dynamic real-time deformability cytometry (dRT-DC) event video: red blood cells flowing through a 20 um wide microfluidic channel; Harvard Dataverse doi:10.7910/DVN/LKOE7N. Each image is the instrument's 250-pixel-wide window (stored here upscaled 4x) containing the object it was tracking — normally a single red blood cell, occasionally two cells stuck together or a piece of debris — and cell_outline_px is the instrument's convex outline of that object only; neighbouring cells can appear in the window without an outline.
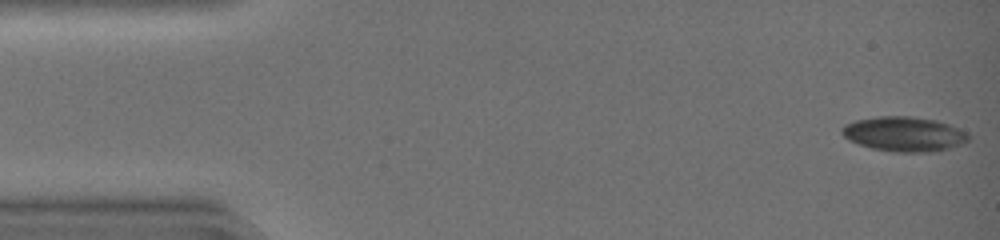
{"species": "common noctule bat (a hibernating species)", "species_latin": "Nyctalus noctula", "temperature_condition": "warm", "stored_images_in_passage": 31, "camera_frame_rate_fps": 3000, "um_per_image_px": 0.085, "animal": {"sex": "female", "body_mass_g": 19.0, "forearm_length_mm": 51.5}, "frame": {"image": 1, "passage_image": 1, "time_ms": 0.0, "image_size_px": [1000, 240], "cell_outline_px": [[968, 140], [960, 144], [948, 148], [928, 152], [896, 152], [872, 148], [848, 140], [840, 132], [840, 128], [844, 124], [856, 120], [876, 116], [912, 116], [936, 120], [948, 124], [964, 132], [968, 136]], "centroid_in_image_um": [76.77, 11.38], "position_along_channel_um": 8.2, "area_um2": 25.37}}
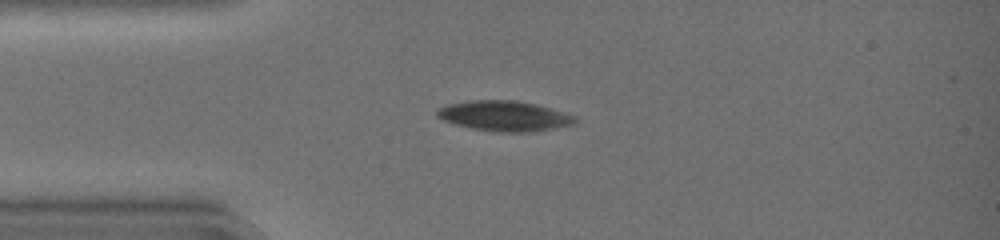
{"frame": {"image": 2, "passage_image": 11, "time_ms": 3.333, "image_size_px": [1000, 240], "cell_outline_px": [[576, 120], [572, 124], [532, 132], [492, 132], [468, 128], [452, 124], [436, 116], [436, 108], [448, 104], [472, 100], [516, 100], [536, 104], [552, 108], [576, 116]], "centroid_in_image_um": [42.81, 9.86], "position_along_channel_um": 42.2, "area_um2": 24.57}}
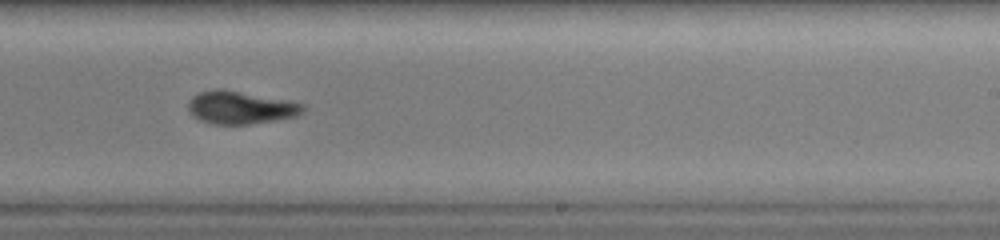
{"frame": {"image": 3, "passage_image": 28, "time_ms": 9.0, "image_size_px": [1000, 240], "cell_outline_px": [[304, 112], [296, 116], [276, 120], [248, 124], [212, 124], [200, 120], [192, 116], [188, 108], [188, 100], [192, 96], [200, 92], [216, 88], [224, 88], [292, 100], [304, 104]], "centroid_in_image_um": [20.45, 9.12], "position_along_channel_um": 268.5, "area_um2": 22.43}}